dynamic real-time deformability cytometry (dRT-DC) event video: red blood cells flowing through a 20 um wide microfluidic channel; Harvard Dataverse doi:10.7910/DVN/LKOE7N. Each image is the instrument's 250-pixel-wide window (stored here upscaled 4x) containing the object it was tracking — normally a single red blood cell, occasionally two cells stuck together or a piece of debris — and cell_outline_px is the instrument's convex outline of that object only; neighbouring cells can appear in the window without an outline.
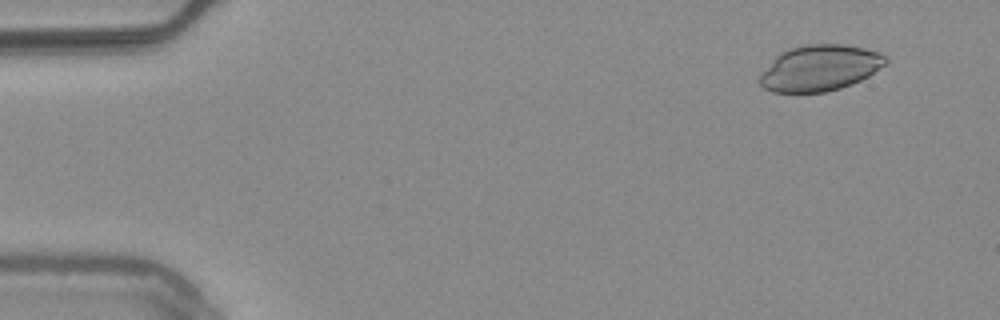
{"species": "common noctule bat (a hibernating species)", "species_latin": "Nyctalus noctula", "temperature_condition": "warm", "stored_images_in_passage": 16, "camera_frame_rate_fps": 3000, "um_per_image_px": 0.085, "animal": {"sex": "male", "body_mass_g": 20.4}, "frame": {"image": 1, "passage_image": 5, "time_ms": 1.333, "image_size_px": [1000, 320], "cell_outline_px": [[888, 64], [868, 76], [852, 84], [840, 88], [824, 92], [772, 92], [764, 88], [760, 84], [760, 72], [780, 52], [788, 48], [804, 44], [844, 44], [864, 48], [880, 52], [888, 56]], "centroid_in_image_um": [69.7, 5.76], "position_along_channel_um": 15.3, "area_um2": 34.04}}